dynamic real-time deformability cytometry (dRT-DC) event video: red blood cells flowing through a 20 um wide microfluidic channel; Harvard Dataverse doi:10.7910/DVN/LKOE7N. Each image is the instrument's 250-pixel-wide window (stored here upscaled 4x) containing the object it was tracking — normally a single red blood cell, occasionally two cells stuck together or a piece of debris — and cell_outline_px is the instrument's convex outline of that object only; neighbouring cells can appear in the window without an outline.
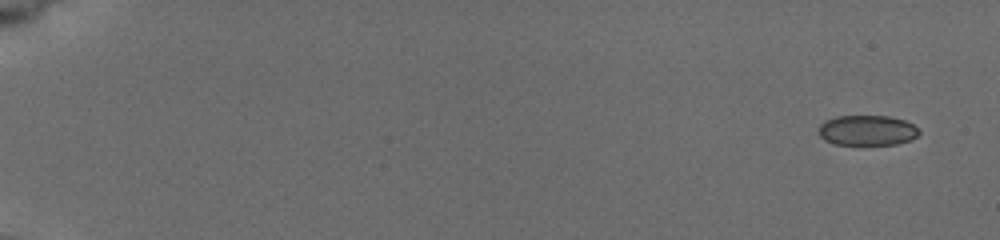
{"species": "common noctule bat (a hibernating species)", "species_latin": "Nyctalus noctula", "temperature_condition": "cold", "stored_images_in_passage": 11, "camera_frame_rate_fps": 3000, "um_per_image_px": 0.085, "animal": {"sex": "female", "body_mass_g": 19.5, "forearm_length_mm": 54.1}, "frame": {"image": 1, "passage_image": 1, "time_ms": 0.0, "image_size_px": [1000, 240], "cell_outline_px": [[920, 132], [912, 140], [896, 144], [836, 144], [824, 140], [820, 136], [816, 128], [824, 120], [836, 116], [888, 116], [904, 120], [912, 124]], "centroid_in_image_um": [73.66, 11.07], "position_along_channel_um": 11.3, "area_um2": 17.74}}
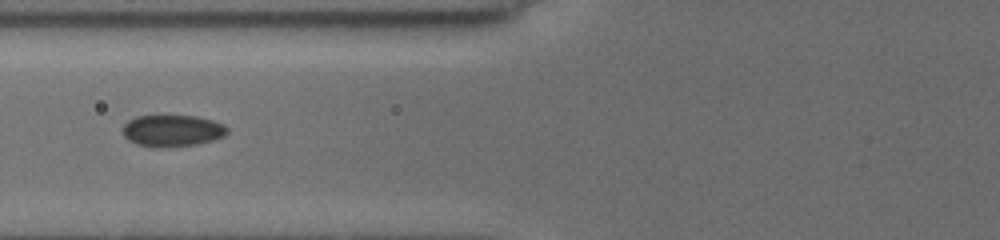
{"frame": {"image": 2, "passage_image": 9, "time_ms": 7.333, "image_size_px": [1000, 240], "cell_outline_px": [[228, 132], [224, 136], [212, 140], [196, 144], [160, 148], [156, 148], [136, 144], [128, 140], [124, 136], [124, 124], [128, 120], [136, 116], [196, 116], [212, 120], [224, 124], [228, 128]], "centroid_in_image_um": [14.65, 11.11], "position_along_channel_um": 111.2, "area_um2": 19.31}}
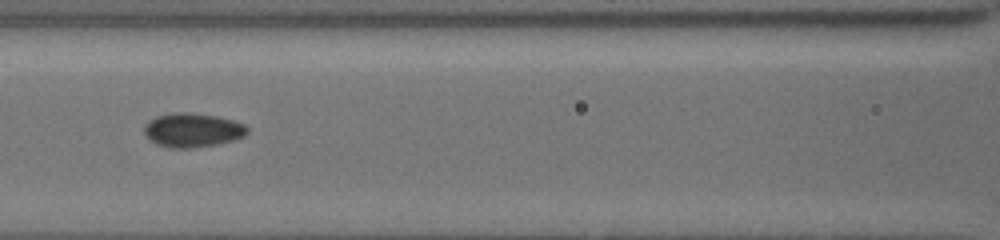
{"frame": {"image": 3, "passage_image": 10, "time_ms": 8.333, "image_size_px": [1000, 240], "cell_outline_px": [[248, 132], [244, 136], [232, 140], [216, 144], [188, 148], [168, 148], [156, 144], [144, 132], [144, 124], [148, 120], [156, 116], [172, 112], [188, 112], [216, 116], [232, 120], [244, 124], [248, 128]], "centroid_in_image_um": [16.34, 11.05], "position_along_channel_um": 150.3, "area_um2": 20.4}}